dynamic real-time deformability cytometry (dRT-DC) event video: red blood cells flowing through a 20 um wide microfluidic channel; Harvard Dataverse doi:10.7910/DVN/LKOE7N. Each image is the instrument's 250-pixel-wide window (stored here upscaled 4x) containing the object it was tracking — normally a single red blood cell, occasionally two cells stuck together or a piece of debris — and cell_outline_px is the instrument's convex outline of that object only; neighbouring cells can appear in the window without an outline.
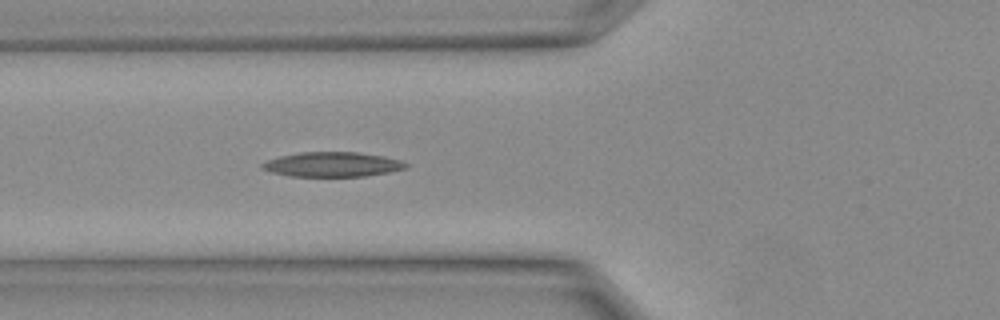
{"species": "Egyptian fruit bat (a non-hibernating species)", "species_latin": "Rousettus aegyptiacus", "temperature_condition": "warm", "stored_images_in_passage": 2, "camera_frame_rate_fps": 3000, "um_per_image_px": 0.085, "animal": {"sex": "female"}, "frame": {"image": 1, "passage_image": 2, "time_ms": 0.333, "image_size_px": [1000, 320], "cell_outline_px": [[408, 168], [388, 172], [364, 176], [292, 176], [272, 172], [260, 168], [260, 164], [268, 160], [280, 156], [300, 152], [356, 152], [384, 156], [400, 160], [408, 164]], "centroid_in_image_um": [28.25, 13.97], "position_along_channel_um": 97.5, "area_um2": 20.58}}